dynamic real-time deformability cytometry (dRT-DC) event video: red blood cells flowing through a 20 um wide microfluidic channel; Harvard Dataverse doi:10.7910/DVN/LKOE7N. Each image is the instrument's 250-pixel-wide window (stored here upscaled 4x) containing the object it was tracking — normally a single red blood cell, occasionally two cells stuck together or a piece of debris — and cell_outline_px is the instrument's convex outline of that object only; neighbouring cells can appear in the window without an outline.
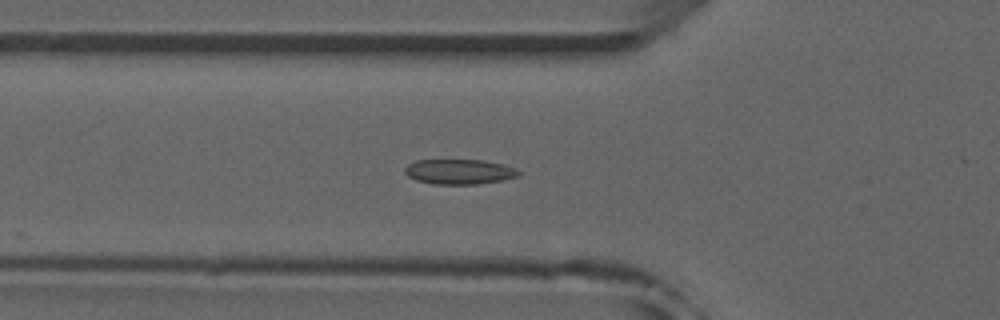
{"species": "common noctule bat (a hibernating species)", "species_latin": "Nyctalus noctula", "temperature_condition": "room temperature", "stored_images_in_passage": 10, "camera_frame_rate_fps": 3000, "um_per_image_px": 0.085, "animal": {"sex": "male", "forearm_length_mm": 52.5}, "frame": {"image": 1, "passage_image": 6, "time_ms": 1.667, "image_size_px": [1000, 320], "cell_outline_px": [[520, 176], [504, 180], [476, 184], [432, 184], [416, 180], [408, 176], [404, 172], [404, 168], [408, 164], [416, 160], [484, 160], [504, 164], [516, 168], [520, 172]], "centroid_in_image_um": [39.06, 14.59], "position_along_channel_um": 86.7, "area_um2": 16.76}}